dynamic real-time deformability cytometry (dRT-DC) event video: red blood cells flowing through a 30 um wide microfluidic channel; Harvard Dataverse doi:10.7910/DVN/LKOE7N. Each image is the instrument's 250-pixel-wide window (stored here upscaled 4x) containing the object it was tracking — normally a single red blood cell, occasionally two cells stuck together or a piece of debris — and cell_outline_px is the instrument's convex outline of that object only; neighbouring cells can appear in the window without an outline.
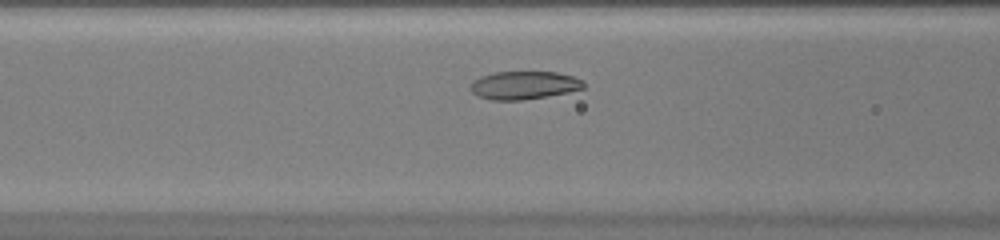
{"species": "common noctule bat (a hibernating species)", "species_latin": "Nyctalus noctula", "temperature_condition": "warm", "stored_images_in_passage": 33, "camera_frame_rate_fps": 3000, "um_per_image_px": 0.085, "animal": {"sex": "female", "body_mass_g": 20.0, "forearm_length_mm": 54.0}, "frame": {"image": 1, "passage_image": 9, "time_ms": 2.667, "image_size_px": [1000, 240], "cell_outline_px": [[584, 88], [568, 92], [524, 100], [492, 100], [476, 96], [468, 88], [472, 80], [480, 76], [496, 72], [556, 72], [572, 76], [584, 80]], "centroid_in_image_um": [44.49, 7.25], "position_along_channel_um": 122.1, "area_um2": 18.67}}
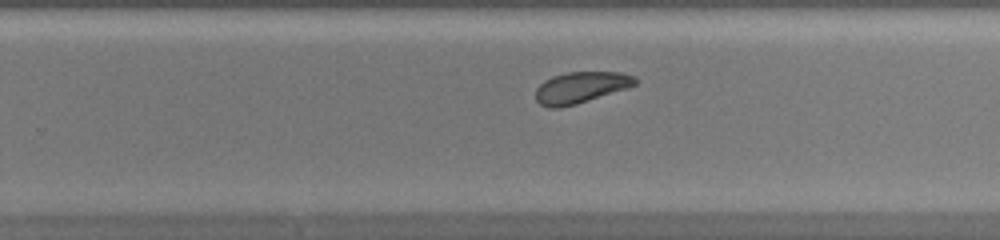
{"frame": {"image": 2, "passage_image": 21, "time_ms": 6.667, "image_size_px": [1000, 240], "cell_outline_px": [[640, 80], [636, 84], [628, 88], [576, 104], [560, 108], [548, 108], [540, 104], [536, 100], [536, 88], [544, 80], [552, 76], [568, 72], [620, 72], [636, 76]], "centroid_in_image_um": [49.38, 7.43], "position_along_channel_um": 280.4, "area_um2": 18.32}}
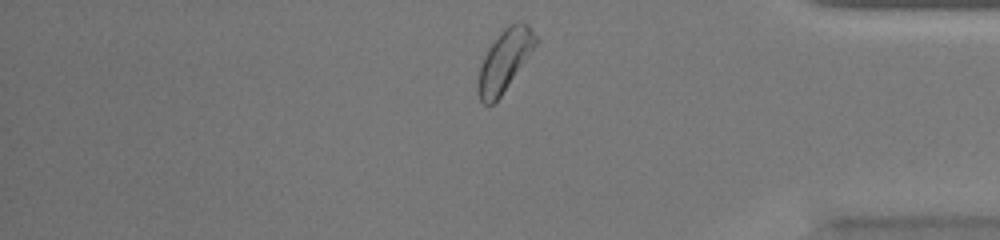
{"frame": {"image": 3, "passage_image": 31, "time_ms": 10.0, "image_size_px": [1000, 240], "cell_outline_px": [[536, 44], [528, 56], [500, 96], [492, 104], [484, 104], [480, 100], [476, 88], [476, 80], [484, 56], [488, 48], [500, 32], [504, 28], [516, 20], [528, 24], [536, 36]], "centroid_in_image_um": [42.85, 5.13], "position_along_channel_um": 392.4, "area_um2": 20.23}, "authors_computed_cell_mechanics": {"area_um2": 18.785, "velocity_mm_per_s": 3.9694, "shape_relaxation_time_tau1_ms": 3.1987, "shape_relaxation_time_tau2_ms": 4.9801, "deformation_change_tau1": 0.0788, "deformation_change_tau2": 0.0845}}